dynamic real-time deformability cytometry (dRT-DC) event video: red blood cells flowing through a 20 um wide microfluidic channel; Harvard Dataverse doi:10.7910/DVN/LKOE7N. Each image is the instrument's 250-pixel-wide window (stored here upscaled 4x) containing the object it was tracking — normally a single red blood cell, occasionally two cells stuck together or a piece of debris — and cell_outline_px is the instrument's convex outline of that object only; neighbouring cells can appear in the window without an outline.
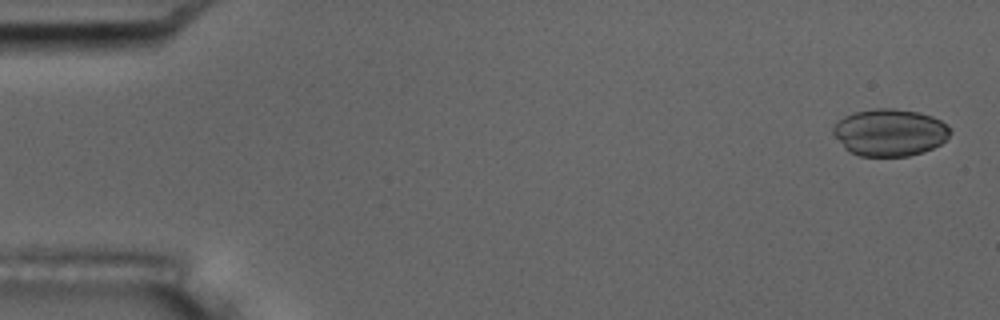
{"species": "common noctule bat (a hibernating species)", "species_latin": "Nyctalus noctula", "temperature_condition": "room temperature", "stored_images_in_passage": 5, "camera_frame_rate_fps": 3000, "um_per_image_px": 0.085, "animal": {"sex": "male", "body_mass_g": 17.5, "forearm_length_mm": 52.3}, "frame": {"image": 1, "passage_image": 1, "time_ms": 0.0, "image_size_px": [1000, 320], "cell_outline_px": [[952, 132], [940, 144], [924, 152], [908, 156], [860, 156], [848, 152], [844, 148], [832, 132], [832, 128], [836, 120], [844, 116], [856, 112], [876, 108], [892, 108], [920, 112], [932, 116], [940, 120], [952, 128]], "centroid_in_image_um": [75.62, 11.26], "position_along_channel_um": 9.4, "area_um2": 32.43}}
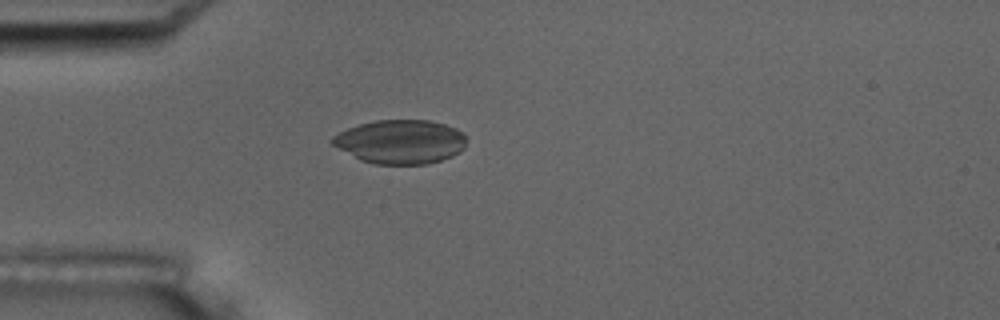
{"frame": {"image": 2, "passage_image": 5, "time_ms": 4.667, "image_size_px": [1000, 320], "cell_outline_px": [[464, 148], [460, 152], [452, 156], [428, 164], [372, 164], [360, 160], [332, 144], [328, 140], [332, 136], [348, 128], [360, 124], [376, 120], [428, 120], [444, 124], [456, 128], [464, 132]], "centroid_in_image_um": [34.03, 12.05], "position_along_channel_um": 51.0, "area_um2": 34.33}}